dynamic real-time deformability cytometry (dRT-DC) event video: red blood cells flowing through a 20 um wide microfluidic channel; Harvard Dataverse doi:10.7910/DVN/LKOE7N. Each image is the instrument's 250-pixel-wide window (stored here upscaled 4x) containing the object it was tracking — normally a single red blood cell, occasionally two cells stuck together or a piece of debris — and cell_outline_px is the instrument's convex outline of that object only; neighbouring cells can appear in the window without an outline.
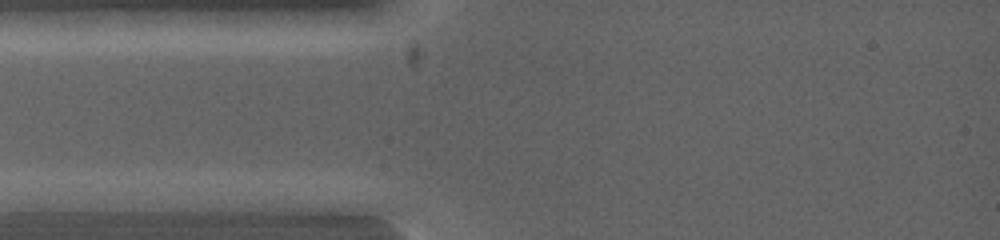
{"species": "common noctule bat (a hibernating species)", "species_latin": "Nyctalus noctula", "temperature_condition": "warm", "stored_images_in_passage": 5, "camera_frame_rate_fps": 5000, "um_per_image_px": 0.085, "animal": {"sex": "female", "body_mass_g": 19.0, "forearm_length_mm": 53.3}, "frame": {"image": 1, "passage_image": 4, "time_ms": 1.2, "image_size_px": [1000, 240], "cell_outline_px": [[124, 200], [96, 212], [20, 212], [16, 200], [24, 192], [104, 192]], "centroid_in_image_um": [5.57, 17.15], "position_along_channel_um": 79.4, "area_um2": 13.41}}